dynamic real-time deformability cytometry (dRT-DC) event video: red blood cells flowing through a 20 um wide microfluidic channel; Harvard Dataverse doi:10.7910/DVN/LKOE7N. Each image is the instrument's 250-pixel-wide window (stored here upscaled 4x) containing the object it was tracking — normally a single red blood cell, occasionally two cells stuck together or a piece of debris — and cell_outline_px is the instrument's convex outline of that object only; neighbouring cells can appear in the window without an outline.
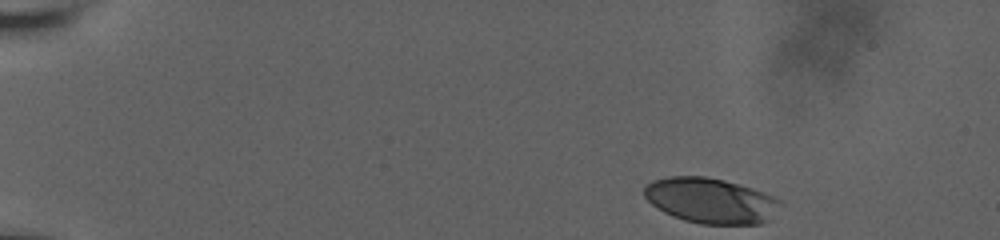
{"species": "human", "species_latin": "Homo sapiens", "temperature_condition": "room temperature", "stored_images_in_passage": 9, "camera_frame_rate_fps": 3000, "um_per_image_px": 0.085, "donor": {"sex": "male"}, "frame": {"image": 1, "passage_image": 1, "time_ms": 0.0, "image_size_px": [1000, 240], "cell_outline_px": [[784, 204], [772, 220], [760, 224], [700, 224], [684, 220], [672, 216], [664, 212], [652, 204], [644, 196], [644, 188], [652, 180], [668, 176], [704, 176], [724, 180], [752, 188], [764, 192], [780, 200]], "centroid_in_image_um": [60.47, 17.06], "position_along_channel_um": 24.5, "area_um2": 36.36}}
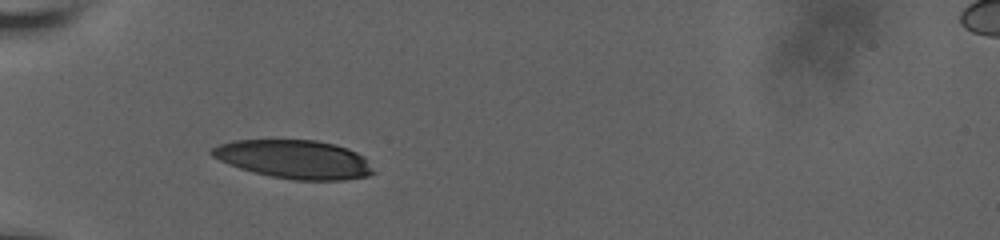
{"frame": {"image": 2, "passage_image": 6, "time_ms": 1.667, "image_size_px": [1000, 240], "cell_outline_px": [[376, 172], [368, 176], [344, 180], [296, 180], [272, 176], [240, 168], [228, 164], [212, 156], [208, 152], [212, 148], [220, 144], [232, 140], [316, 140], [336, 144], [348, 148], [364, 156]], "centroid_in_image_um": [25.04, 13.53], "position_along_channel_um": 60.0, "area_um2": 36.3}}
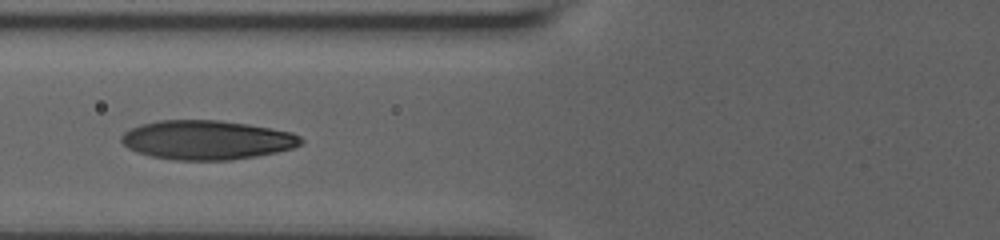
{"frame": {"image": 3, "passage_image": 8, "time_ms": 2.333, "image_size_px": [1000, 240], "cell_outline_px": [[304, 140], [300, 144], [292, 148], [276, 152], [256, 156], [232, 160], [172, 160], [152, 156], [136, 152], [128, 148], [120, 140], [120, 136], [124, 132], [140, 124], [156, 120], [216, 120], [248, 124], [292, 132], [300, 136]], "centroid_in_image_um": [17.56, 11.89], "position_along_channel_um": 108.2, "area_um2": 41.1}}